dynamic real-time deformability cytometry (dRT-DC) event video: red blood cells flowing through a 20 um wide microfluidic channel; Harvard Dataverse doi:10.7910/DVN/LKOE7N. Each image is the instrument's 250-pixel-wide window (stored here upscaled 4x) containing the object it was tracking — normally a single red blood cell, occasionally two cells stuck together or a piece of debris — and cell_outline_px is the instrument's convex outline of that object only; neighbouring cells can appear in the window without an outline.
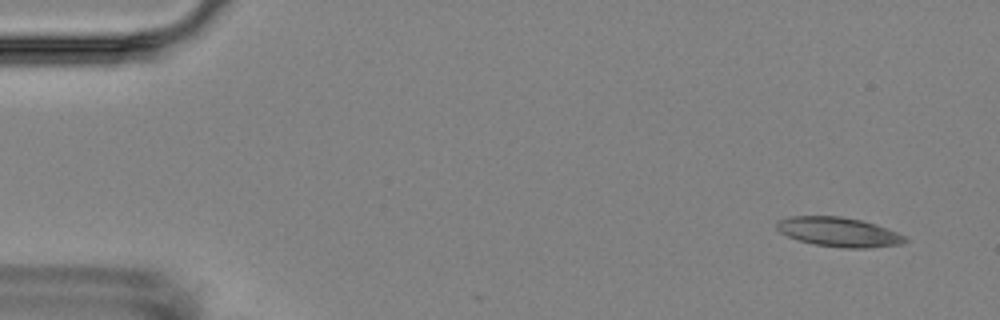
{"species": "Egyptian fruit bat (a non-hibernating species)", "species_latin": "Rousettus aegyptiacus", "temperature_condition": "room temperature", "stored_images_in_passage": 7, "camera_frame_rate_fps": 3000, "um_per_image_px": 0.085, "animal": {"sex": "female"}, "frame": {"image": 1, "passage_image": 2, "time_ms": 1.0, "image_size_px": [1000, 320], "cell_outline_px": [[908, 240], [900, 244], [868, 248], [844, 248], [812, 244], [788, 236], [780, 232], [776, 228], [776, 220], [788, 216], [840, 216], [860, 220], [876, 224], [908, 236]], "centroid_in_image_um": [71.29, 19.71], "position_along_channel_um": 13.7, "area_um2": 22.14}}
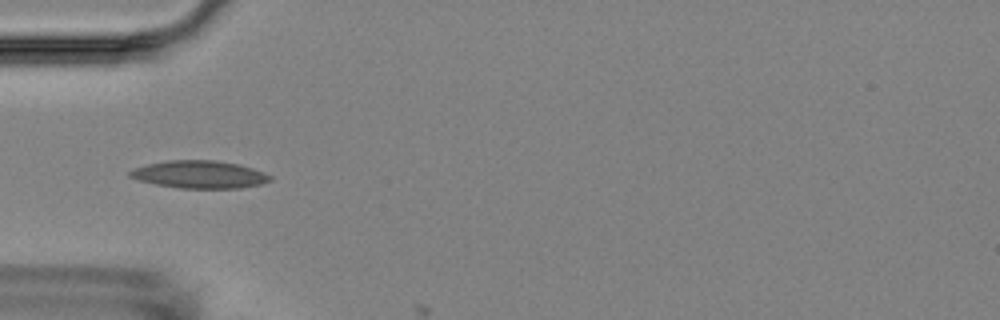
{"frame": {"image": 2, "passage_image": 6, "time_ms": 5.667, "image_size_px": [1000, 320], "cell_outline_px": [[272, 180], [260, 184], [240, 188], [180, 188], [156, 184], [136, 180], [128, 176], [128, 172], [136, 168], [148, 164], [168, 160], [216, 160], [240, 164], [264, 172], [272, 176]], "centroid_in_image_um": [16.97, 14.83], "position_along_channel_um": 68.0, "area_um2": 22.6}}